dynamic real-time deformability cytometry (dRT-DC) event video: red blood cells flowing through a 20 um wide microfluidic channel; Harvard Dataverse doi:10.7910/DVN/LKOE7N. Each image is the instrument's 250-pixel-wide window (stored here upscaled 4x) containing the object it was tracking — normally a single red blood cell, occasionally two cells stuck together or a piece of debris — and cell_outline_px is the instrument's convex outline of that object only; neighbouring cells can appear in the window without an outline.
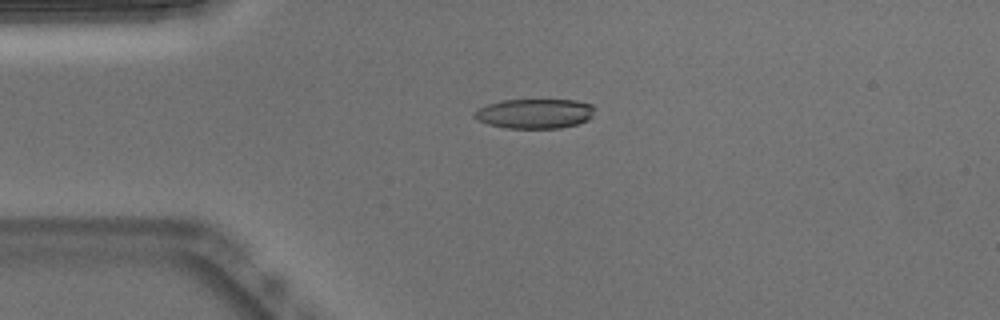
{"species": "Egyptian fruit bat (a non-hibernating species)", "species_latin": "Rousettus aegyptiacus", "temperature_condition": "warm", "stored_images_in_passage": 52, "camera_frame_rate_fps": 3000, "um_per_image_px": 0.085, "animal": {"sex": "male"}, "frame": {"image": 1, "passage_image": 12, "time_ms": 3.667, "image_size_px": [1000, 320], "cell_outline_px": [[596, 108], [592, 116], [588, 120], [576, 124], [560, 128], [504, 128], [488, 124], [472, 116], [480, 108], [488, 104], [500, 100], [576, 100], [592, 104]], "centroid_in_image_um": [45.49, 9.65], "position_along_channel_um": 39.5, "area_um2": 20.81}}
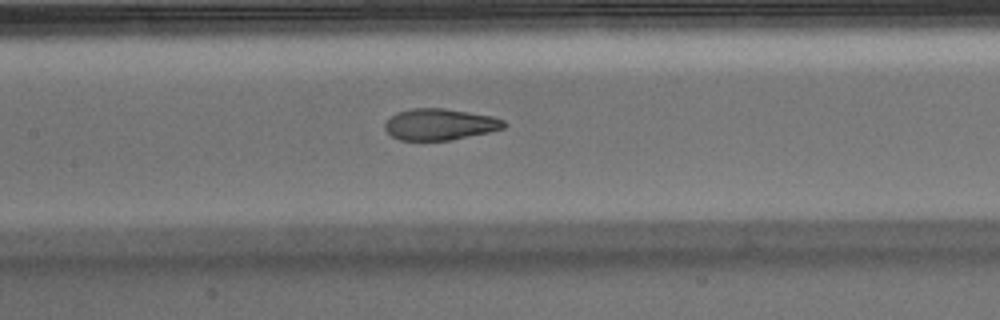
{"frame": {"image": 2, "passage_image": 24, "time_ms": 7.667, "image_size_px": [1000, 320], "cell_outline_px": [[508, 124], [504, 128], [488, 132], [452, 140], [400, 140], [392, 136], [384, 128], [384, 124], [396, 112], [412, 108], [444, 108], [492, 116], [504, 120]], "centroid_in_image_um": [37.39, 10.57], "position_along_channel_um": 170.0, "area_um2": 21.73}}
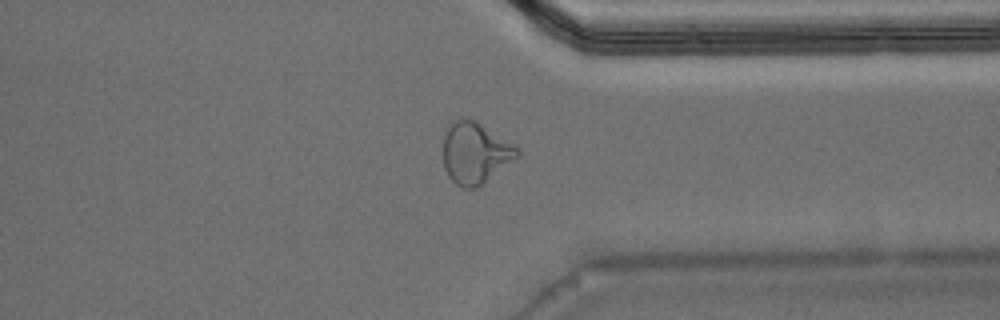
{"frame": {"image": 3, "passage_image": 40, "time_ms": 13.0, "image_size_px": [1000, 320], "cell_outline_px": [[520, 156], [476, 188], [464, 188], [456, 184], [448, 176], [444, 168], [444, 136], [448, 128], [460, 116], [464, 116], [480, 124], [516, 144], [520, 148]], "centroid_in_image_um": [40.42, 13.0], "position_along_channel_um": 371.0, "area_um2": 26.41}, "authors_computed_cell_mechanics": {"area_um2": 22.4553, "velocity_mm_per_s": 3.8207, "shape_relaxation_time_tau1_ms": 7.7018, "shape_relaxation_time_tau2_ms": 0.8405, "deformation_change_tau1": 0.2674, "deformation_change_tau2": 0.0647}}